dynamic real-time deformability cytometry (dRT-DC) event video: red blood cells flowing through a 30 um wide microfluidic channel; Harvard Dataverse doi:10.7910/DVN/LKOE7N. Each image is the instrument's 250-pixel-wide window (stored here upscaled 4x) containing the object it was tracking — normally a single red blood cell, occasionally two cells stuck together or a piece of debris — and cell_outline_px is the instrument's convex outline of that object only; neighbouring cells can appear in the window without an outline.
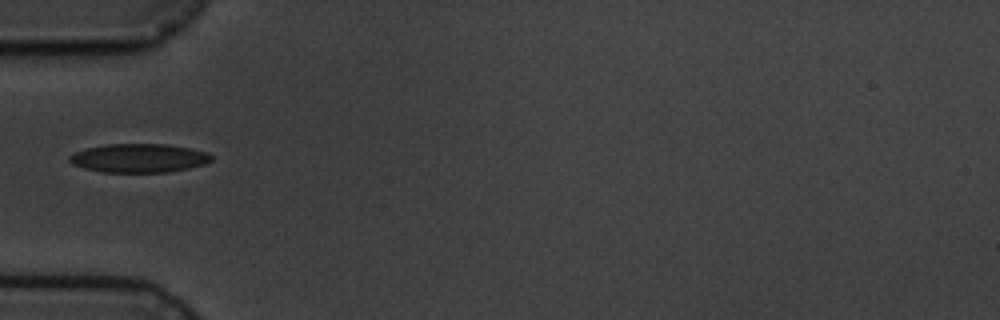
{"species": "common noctule bat (a hibernating species)", "species_latin": "Nyctalus noctula", "temperature_condition": "cold", "stored_images_in_passage": 2, "camera_frame_rate_fps": 3000, "um_per_image_px": 0.085, "animal": {"sex": "male", "body_mass_g": 19.5, "forearm_length_mm": 54.6}, "frame": {"image": 1, "passage_image": 1, "time_ms": 0.0, "image_size_px": [1000, 320], "cell_outline_px": [[212, 160], [204, 164], [188, 168], [168, 172], [100, 172], [84, 168], [72, 164], [68, 160], [68, 156], [76, 152], [88, 148], [108, 144], [164, 144], [188, 148], [208, 152], [212, 156]], "centroid_in_image_um": [11.8, 13.44], "position_along_channel_um": 73.2, "area_um2": 23.64}}
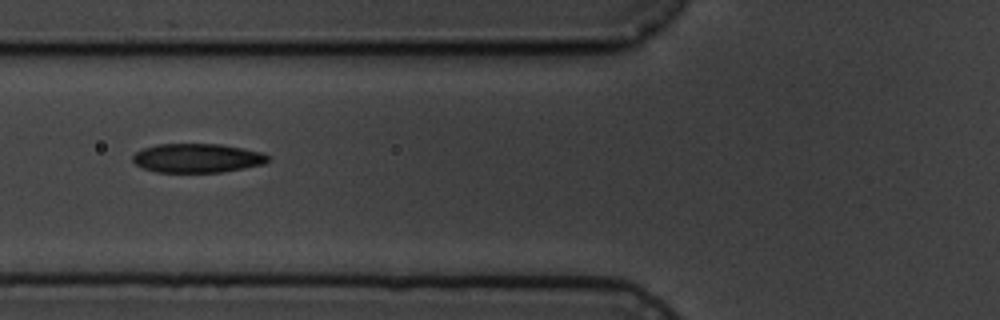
{"frame": {"image": 2, "passage_image": 2, "time_ms": 1.0, "image_size_px": [1000, 320], "cell_outline_px": [[272, 156], [264, 164], [244, 168], [220, 172], [156, 172], [144, 168], [136, 164], [132, 160], [132, 156], [136, 152], [144, 148], [156, 144], [220, 144], [260, 152]], "centroid_in_image_um": [16.76, 13.44], "position_along_channel_um": 109.0, "area_um2": 22.77}}